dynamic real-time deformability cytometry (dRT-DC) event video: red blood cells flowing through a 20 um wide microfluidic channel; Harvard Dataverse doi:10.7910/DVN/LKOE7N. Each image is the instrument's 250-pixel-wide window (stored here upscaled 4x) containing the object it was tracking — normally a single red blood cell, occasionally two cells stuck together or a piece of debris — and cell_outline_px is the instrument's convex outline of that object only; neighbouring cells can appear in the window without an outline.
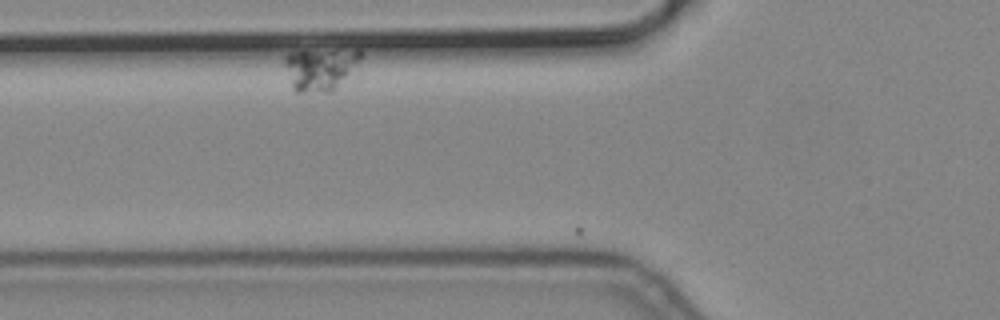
{"species": "common noctule bat (a hibernating species)", "species_latin": "Nyctalus noctula", "temperature_condition": "cold", "stored_images_in_passage": 3, "camera_frame_rate_fps": 3000, "um_per_image_px": 0.085, "animal": {"sex": "male", "body_mass_g": 19.2, "forearm_length_mm": 51.8}, "frame": {"image": 1, "passage_image": 2, "time_ms": 0.333, "image_size_px": [1000, 320], "cell_outline_px": [[360, 60], [336, 88], [332, 92], [296, 92], [292, 88], [284, 64], [284, 56], [288, 52], [356, 48], [360, 48]], "centroid_in_image_um": [27.19, 5.84], "position_along_channel_um": 98.6, "area_um2": 18.84}}